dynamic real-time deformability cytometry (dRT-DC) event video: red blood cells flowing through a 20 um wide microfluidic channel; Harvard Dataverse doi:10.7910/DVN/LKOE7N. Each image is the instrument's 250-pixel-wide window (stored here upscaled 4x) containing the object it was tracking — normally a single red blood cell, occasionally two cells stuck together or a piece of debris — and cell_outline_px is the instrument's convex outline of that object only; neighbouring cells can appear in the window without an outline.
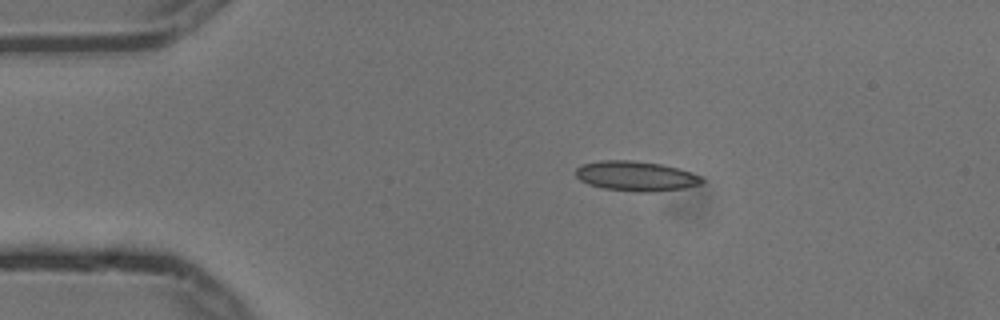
{"species": "common noctule bat (a hibernating species)", "species_latin": "Nyctalus noctula", "temperature_condition": "cold", "stored_images_in_passage": 3, "camera_frame_rate_fps": 3000, "um_per_image_px": 0.085, "animal": {"sex": "male", "body_mass_g": 13.3}, "frame": {"image": 1, "passage_image": 1, "time_ms": 0.0, "image_size_px": [1000, 320], "cell_outline_px": [[704, 180], [700, 184], [684, 188], [652, 192], [636, 192], [600, 188], [588, 184], [580, 180], [576, 176], [576, 168], [584, 164], [600, 160], [632, 160], [660, 164], [680, 168], [700, 176]], "centroid_in_image_um": [54.04, 14.97], "position_along_channel_um": 31.0, "area_um2": 22.02}}
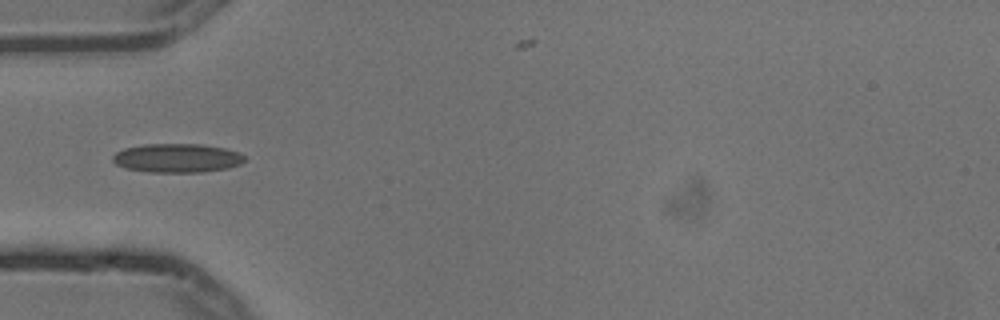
{"frame": {"image": 2, "passage_image": 3, "time_ms": 0.667, "image_size_px": [1000, 320], "cell_outline_px": [[244, 160], [240, 164], [228, 168], [200, 172], [148, 172], [124, 168], [116, 164], [112, 160], [112, 156], [116, 152], [124, 148], [144, 144], [200, 144], [224, 148], [236, 152], [244, 156]], "centroid_in_image_um": [15.0, 13.43], "position_along_channel_um": 70.0, "area_um2": 22.14}}